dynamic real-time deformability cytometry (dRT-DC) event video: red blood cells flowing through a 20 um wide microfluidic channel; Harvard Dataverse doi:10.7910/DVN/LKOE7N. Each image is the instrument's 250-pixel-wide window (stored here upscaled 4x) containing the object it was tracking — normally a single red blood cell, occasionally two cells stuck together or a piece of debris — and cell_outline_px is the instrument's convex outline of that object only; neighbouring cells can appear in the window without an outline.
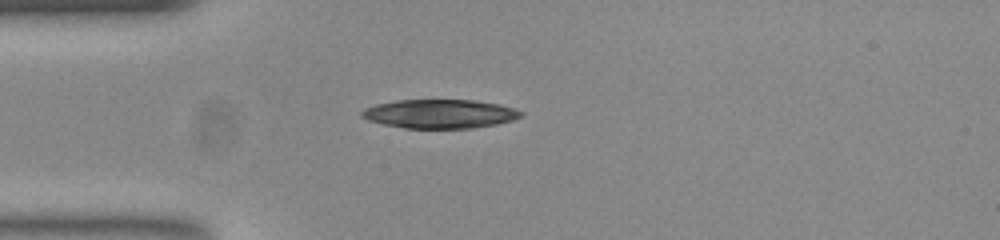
{"species": "common noctule bat (a hibernating species)", "species_latin": "Nyctalus noctula", "temperature_condition": "room temperature", "stored_images_in_passage": 39, "camera_frame_rate_fps": 3000, "um_per_image_px": 0.085, "animal": {"sex": "female", "body_mass_g": 23.0, "forearm_length_mm": 53.4}, "frame": {"image": 1, "passage_image": 1, "time_ms": 0.0, "image_size_px": [1000, 240], "cell_outline_px": [[524, 112], [520, 116], [512, 120], [496, 124], [472, 128], [404, 128], [384, 124], [368, 120], [360, 116], [360, 112], [364, 108], [376, 104], [396, 100], [476, 100], [500, 104]], "centroid_in_image_um": [37.36, 9.67], "position_along_channel_um": 47.6, "area_um2": 26.76}}
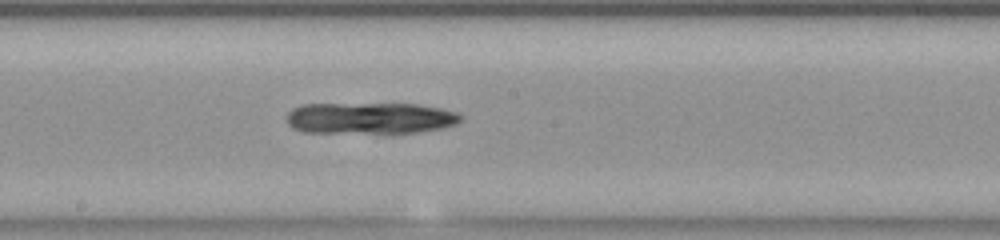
{"frame": {"image": 2, "passage_image": 15, "time_ms": 4.667, "image_size_px": [1000, 240], "cell_outline_px": [[464, 116], [456, 124], [444, 128], [416, 132], [304, 132], [292, 128], [288, 124], [288, 112], [292, 108], [304, 104], [416, 104], [440, 108], [456, 112]], "centroid_in_image_um": [31.47, 10.03], "position_along_channel_um": 216.7, "area_um2": 31.67}}
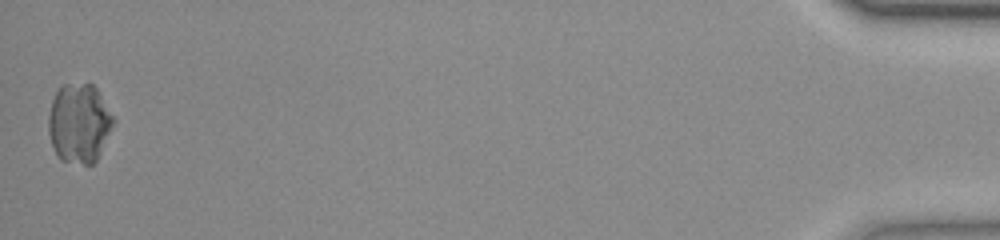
{"frame": {"image": 3, "passage_image": 39, "time_ms": 12.667, "image_size_px": [1000, 240], "cell_outline_px": [[116, 120], [96, 160], [92, 164], [84, 164], [60, 160], [52, 144], [48, 132], [48, 116], [52, 100], [56, 92], [64, 84], [92, 84], [96, 88]], "centroid_in_image_um": [6.72, 10.47], "position_along_channel_um": 428.5, "area_um2": 29.77}}